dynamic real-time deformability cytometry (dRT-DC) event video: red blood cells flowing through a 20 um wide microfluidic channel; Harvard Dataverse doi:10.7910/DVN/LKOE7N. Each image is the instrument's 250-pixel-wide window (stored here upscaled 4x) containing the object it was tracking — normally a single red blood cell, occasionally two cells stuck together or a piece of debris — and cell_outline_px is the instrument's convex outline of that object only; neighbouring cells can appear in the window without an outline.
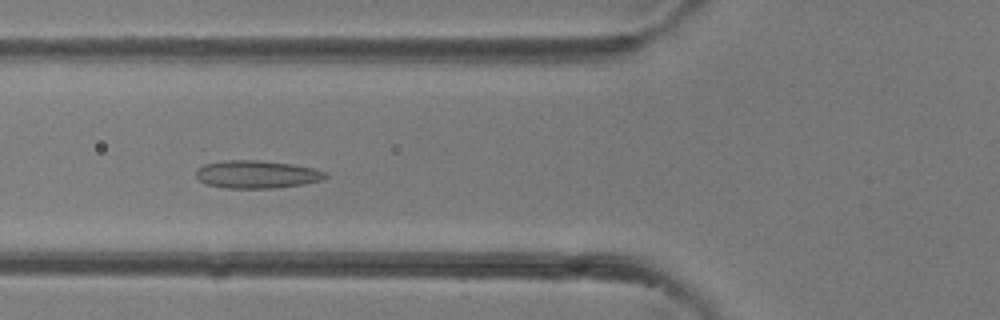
{"species": "common noctule bat (a hibernating species)", "species_latin": "Nyctalus noctula", "temperature_condition": "room temperature", "stored_images_in_passage": 31, "camera_frame_rate_fps": 3000, "um_per_image_px": 0.085, "animal": {"sex": "female"}, "frame": {"image": 1, "passage_image": 6, "time_ms": 1.667, "image_size_px": [1000, 320], "cell_outline_px": [[328, 176], [324, 180], [304, 184], [276, 188], [228, 188], [208, 184], [200, 180], [196, 176], [196, 168], [204, 164], [224, 160], [260, 160], [292, 164], [312, 168], [328, 172]], "centroid_in_image_um": [21.86, 14.81], "position_along_channel_um": 103.9, "area_um2": 21.1}}
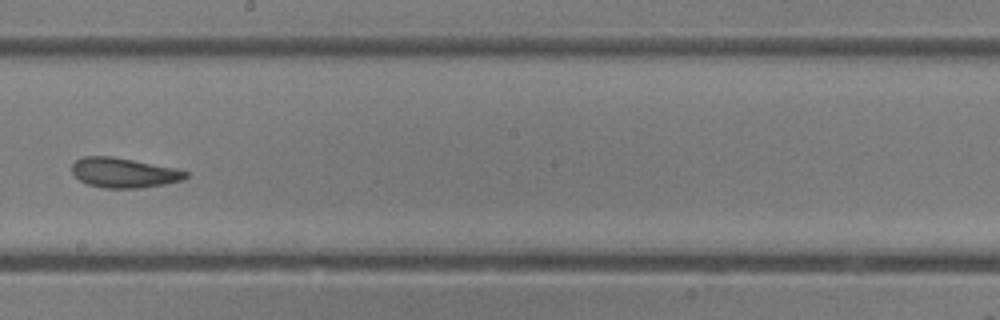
{"frame": {"image": 2, "passage_image": 14, "time_ms": 4.333, "image_size_px": [1000, 320], "cell_outline_px": [[188, 176], [180, 180], [140, 188], [104, 188], [88, 184], [80, 180], [72, 172], [72, 164], [76, 160], [84, 156], [112, 156], [176, 168], [188, 172]], "centroid_in_image_um": [10.49, 14.67], "position_along_channel_um": 237.7, "area_um2": 19.54}}
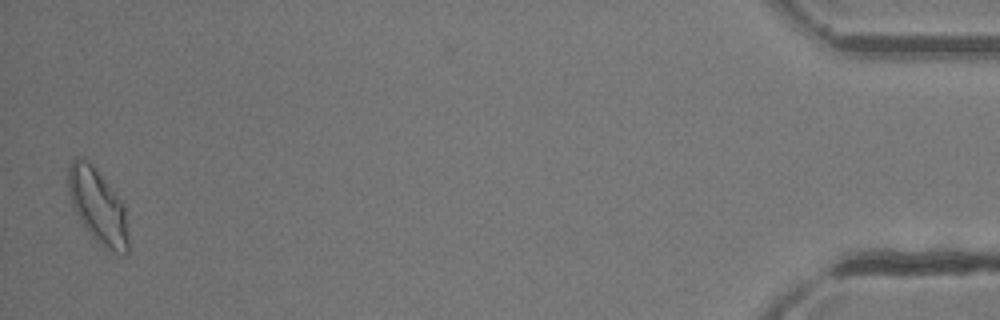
{"frame": {"image": 3, "passage_image": 31, "time_ms": 10.0, "image_size_px": [1000, 320], "cell_outline_px": [[128, 252], [120, 256], [104, 248], [92, 236], [76, 212], [72, 204], [68, 192], [68, 168], [72, 160], [76, 156], [80, 156], [88, 160], [92, 164], [124, 204], [128, 240]], "centroid_in_image_um": [8.32, 17.52], "position_along_channel_um": 426.9, "area_um2": 25.84}}